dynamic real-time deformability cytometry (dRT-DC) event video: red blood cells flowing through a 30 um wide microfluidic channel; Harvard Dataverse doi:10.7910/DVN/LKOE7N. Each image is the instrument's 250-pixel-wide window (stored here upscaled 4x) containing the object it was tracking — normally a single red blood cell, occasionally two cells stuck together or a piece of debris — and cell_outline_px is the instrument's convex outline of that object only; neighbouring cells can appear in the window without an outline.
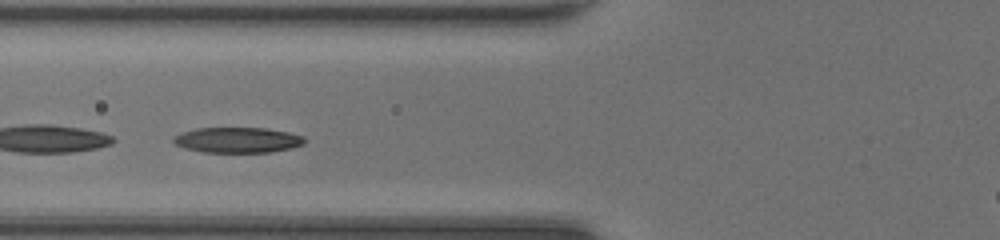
{"species": "common noctule bat (a hibernating species)", "species_latin": "Nyctalus noctula", "temperature_condition": "room temperature", "stored_images_in_passage": 37, "segment_of_instrument_passage": [2, 2], "camera_frame_rate_fps": 3000, "um_per_image_px": 0.085, "animal": {"sex": "female", "body_mass_g": 20.0, "forearm_length_mm": 54.0}, "frame": {"image": 1, "passage_image": 9, "time_ms": 2.667, "image_size_px": [1000, 240], "cell_outline_px": [[304, 144], [292, 148], [268, 152], [204, 152], [184, 148], [172, 144], [172, 136], [180, 132], [196, 128], [268, 128], [288, 132], [304, 136]], "centroid_in_image_um": [20.14, 11.89], "position_along_channel_um": 105.7, "area_um2": 19.65}}
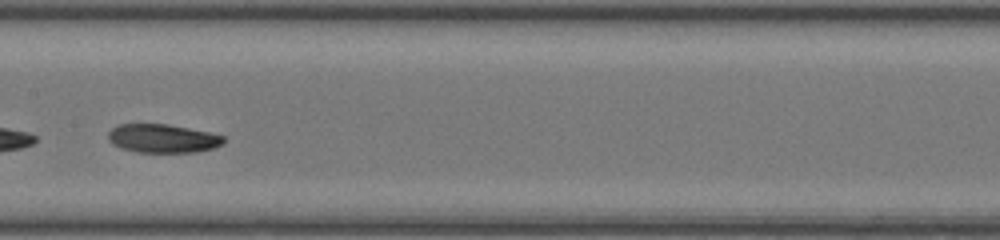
{"frame": {"image": 2, "passage_image": 15, "time_ms": 4.667, "image_size_px": [1000, 240], "cell_outline_px": [[224, 144], [212, 148], [196, 152], [136, 152], [120, 148], [112, 144], [108, 140], [108, 132], [112, 128], [120, 124], [168, 124], [212, 132], [224, 136]], "centroid_in_image_um": [13.83, 11.76], "position_along_channel_um": 193.6, "area_um2": 19.42}}
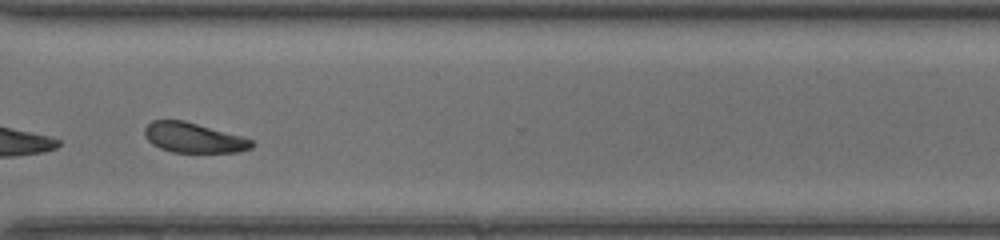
{"frame": {"image": 3, "passage_image": 26, "time_ms": 8.333, "image_size_px": [1000, 240], "cell_outline_px": [[256, 144], [252, 148], [240, 152], [172, 152], [160, 148], [152, 144], [144, 136], [144, 128], [152, 120], [184, 120], [244, 136], [252, 140]], "centroid_in_image_um": [16.48, 11.7], "position_along_channel_um": 354.1, "area_um2": 18.96}}